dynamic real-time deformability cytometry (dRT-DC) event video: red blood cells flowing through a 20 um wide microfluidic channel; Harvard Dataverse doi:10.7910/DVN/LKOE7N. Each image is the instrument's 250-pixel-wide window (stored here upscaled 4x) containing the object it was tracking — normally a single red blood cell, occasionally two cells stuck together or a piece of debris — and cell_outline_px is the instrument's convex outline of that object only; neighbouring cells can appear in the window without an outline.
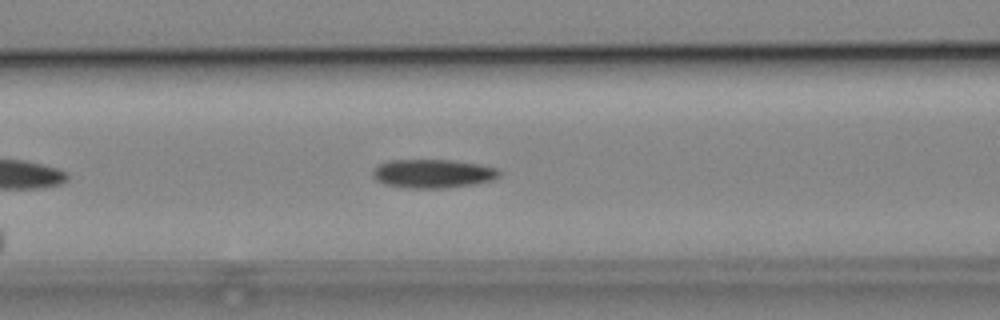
{"species": "common noctule bat (a hibernating species)", "species_latin": "Nyctalus noctula", "temperature_condition": "cold", "stored_images_in_passage": 6, "camera_frame_rate_fps": 3000, "um_per_image_px": 0.085, "animal": {"sex": "male", "body_mass_g": 19.2, "forearm_length_mm": 51.8}, "frame": {"image": 1, "passage_image": 5, "time_ms": 6.0, "image_size_px": [1000, 320], "cell_outline_px": [[500, 176], [492, 180], [472, 184], [444, 188], [408, 188], [384, 184], [376, 180], [372, 176], [372, 172], [380, 164], [388, 160], [452, 160], [480, 164], [496, 168], [500, 172]], "centroid_in_image_um": [36.79, 14.75], "position_along_channel_um": 129.8, "area_um2": 21.1}}